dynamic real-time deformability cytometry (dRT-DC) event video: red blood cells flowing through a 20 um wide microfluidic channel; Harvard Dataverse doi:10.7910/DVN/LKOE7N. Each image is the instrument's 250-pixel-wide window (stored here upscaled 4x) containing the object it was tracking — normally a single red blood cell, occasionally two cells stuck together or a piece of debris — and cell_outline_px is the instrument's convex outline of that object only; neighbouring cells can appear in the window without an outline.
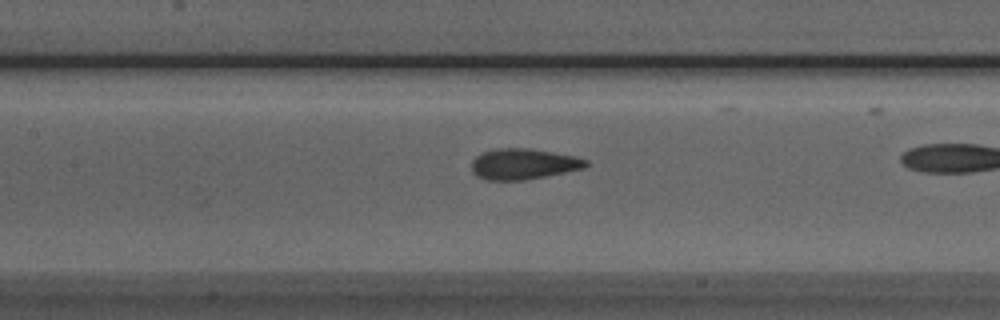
{"species": "Egyptian fruit bat (a non-hibernating species)", "species_latin": "Rousettus aegyptiacus", "temperature_condition": "room temperature", "stored_images_in_passage": 39, "camera_frame_rate_fps": 3000, "um_per_image_px": 0.085, "animal": {"sex": "male"}, "frame": {"image": 1, "passage_image": 23, "time_ms": 7.333, "image_size_px": [1000, 320], "cell_outline_px": [[588, 164], [584, 168], [524, 180], [484, 180], [476, 176], [472, 172], [472, 160], [476, 156], [484, 152], [496, 148], [528, 148], [552, 152], [572, 156], [588, 160]], "centroid_in_image_um": [44.44, 13.94], "position_along_channel_um": 163.0, "area_um2": 20.35}}